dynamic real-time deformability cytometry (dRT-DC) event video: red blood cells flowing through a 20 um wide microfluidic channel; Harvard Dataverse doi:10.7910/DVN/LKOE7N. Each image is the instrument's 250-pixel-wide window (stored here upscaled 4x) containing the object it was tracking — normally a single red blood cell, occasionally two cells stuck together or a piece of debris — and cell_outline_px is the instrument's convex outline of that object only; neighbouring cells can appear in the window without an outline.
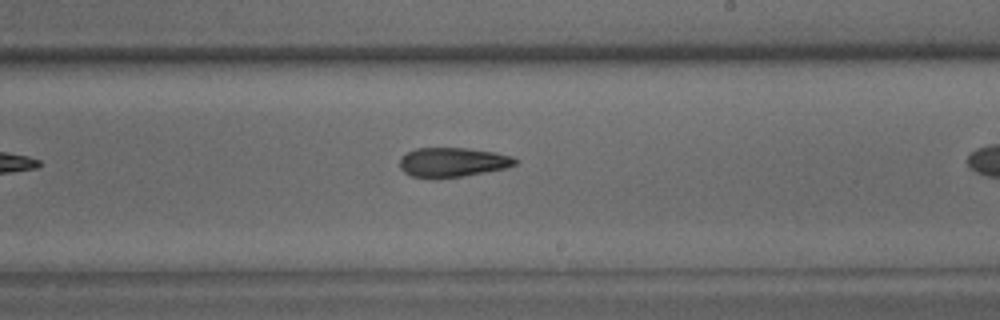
{"species": "common noctule bat (a hibernating species)", "species_latin": "Nyctalus noctula", "temperature_condition": "warm", "stored_images_in_passage": 26, "camera_frame_rate_fps": 3000, "um_per_image_px": 0.085, "animal": {"sex": "male", "body_mass_g": 15.6}, "frame": {"image": 1, "passage_image": 15, "time_ms": 4.667, "image_size_px": [1000, 320], "cell_outline_px": [[520, 160], [516, 164], [508, 168], [464, 176], [432, 180], [412, 176], [404, 172], [400, 168], [400, 156], [416, 148], [468, 148], [496, 152], [512, 156]], "centroid_in_image_um": [38.49, 13.81], "position_along_channel_um": 250.5, "area_um2": 20.35}}
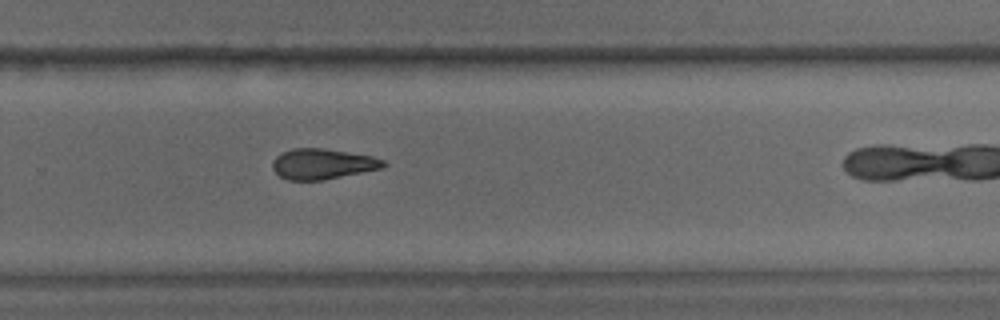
{"frame": {"image": 2, "passage_image": 19, "time_ms": 6.0, "image_size_px": [1000, 320], "cell_outline_px": [[388, 164], [384, 168], [324, 180], [288, 180], [280, 176], [272, 168], [272, 160], [280, 152], [292, 148], [324, 148], [372, 156], [384, 160]], "centroid_in_image_um": [27.42, 13.93], "position_along_channel_um": 302.4, "area_um2": 19.94}}
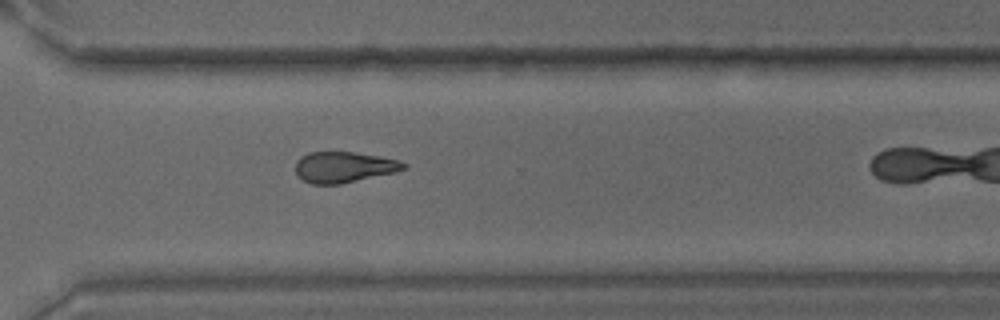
{"frame": {"image": 3, "passage_image": 22, "time_ms": 7.0, "image_size_px": [1000, 320], "cell_outline_px": [[408, 168], [392, 172], [340, 184], [312, 184], [304, 180], [296, 172], [296, 160], [300, 156], [308, 152], [352, 152], [380, 156], [400, 160], [408, 164]], "centroid_in_image_um": [29.23, 14.19], "position_along_channel_um": 341.4, "area_um2": 19.31}}